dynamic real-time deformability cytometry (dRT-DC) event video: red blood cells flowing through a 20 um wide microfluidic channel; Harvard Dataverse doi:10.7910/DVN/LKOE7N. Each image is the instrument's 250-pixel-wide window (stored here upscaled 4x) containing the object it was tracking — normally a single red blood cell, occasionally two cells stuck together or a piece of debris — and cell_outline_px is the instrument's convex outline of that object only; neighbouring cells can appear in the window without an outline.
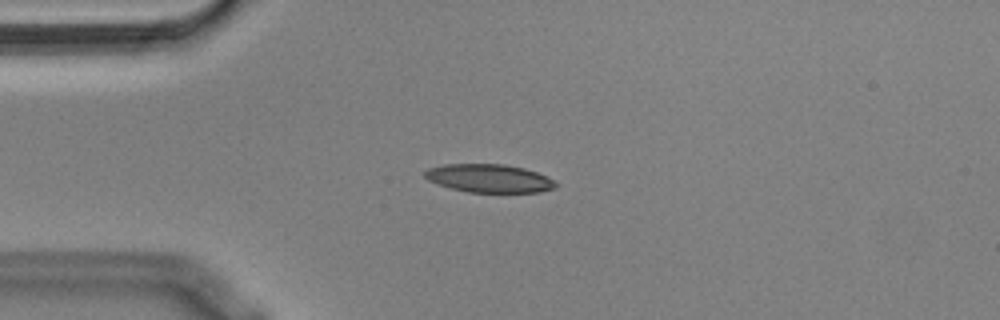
{"species": "Egyptian fruit bat (a non-hibernating species)", "species_latin": "Rousettus aegyptiacus", "temperature_condition": "cold", "stored_images_in_passage": 39, "camera_frame_rate_fps": 3000, "um_per_image_px": 0.085, "animal": {"sex": "male"}, "frame": {"image": 1, "passage_image": 2, "time_ms": 0.333, "image_size_px": [1000, 320], "cell_outline_px": [[560, 184], [556, 188], [540, 192], [468, 192], [436, 184], [428, 180], [424, 176], [424, 172], [428, 168], [444, 164], [504, 164], [524, 168], [548, 176]], "centroid_in_image_um": [41.61, 15.16], "position_along_channel_um": 43.4, "area_um2": 21.73}}
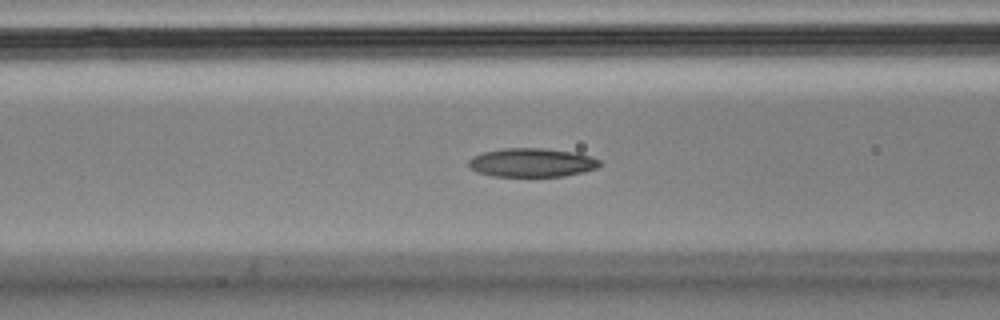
{"frame": {"image": 2, "passage_image": 10, "time_ms": 3.0, "image_size_px": [1000, 320], "cell_outline_px": [[600, 164], [596, 168], [584, 172], [564, 176], [492, 176], [476, 172], [468, 164], [468, 160], [472, 156], [484, 152], [504, 148], [540, 148], [576, 152], [600, 160]], "centroid_in_image_um": [45.19, 13.82], "position_along_channel_um": 121.4, "area_um2": 21.91}}
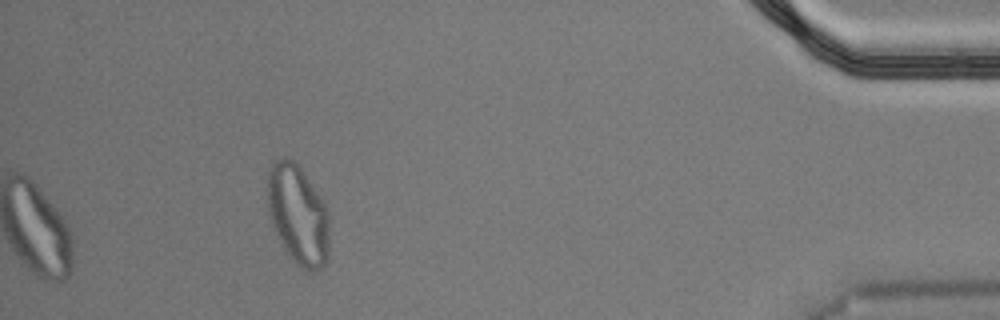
{"frame": {"image": 3, "passage_image": 39, "time_ms": 12.667, "image_size_px": [1000, 320], "cell_outline_px": [[328, 256], [324, 264], [320, 268], [304, 268], [296, 264], [284, 248], [272, 224], [268, 212], [268, 172], [272, 160], [284, 156], [296, 160], [324, 200], [328, 212]], "centroid_in_image_um": [25.32, 18.14], "position_along_channel_um": 409.9, "area_um2": 35.95}, "authors_computed_cell_mechanics": {"area_um2": 22.3108, "velocity_mm_per_s": 3.5944, "shape_relaxation_time_tau1_ms": null, "shape_relaxation_time_tau2_ms": 3.5557, "deformation_change_tau1": null, "deformation_change_tau2": 0.0964}}